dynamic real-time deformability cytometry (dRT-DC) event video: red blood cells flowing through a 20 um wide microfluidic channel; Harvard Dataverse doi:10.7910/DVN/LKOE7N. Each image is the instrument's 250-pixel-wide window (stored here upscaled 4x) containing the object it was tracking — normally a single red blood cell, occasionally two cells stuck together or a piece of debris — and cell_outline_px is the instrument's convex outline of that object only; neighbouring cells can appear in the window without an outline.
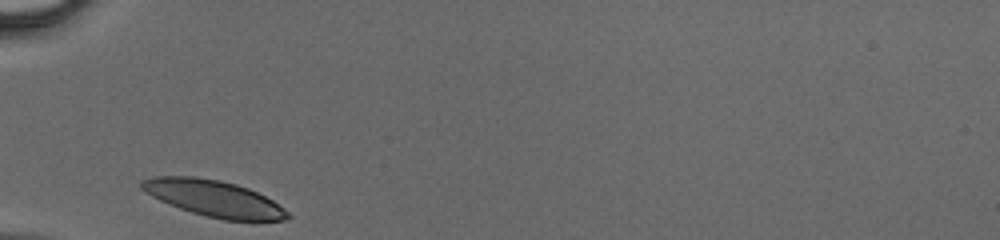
{"species": "human", "species_latin": "Homo sapiens", "temperature_condition": "cold", "stored_images_in_passage": 23, "camera_frame_rate_fps": 3000, "um_per_image_px": 0.085, "donor": {"sex": "male"}, "frame": {"image": 1, "passage_image": 1, "time_ms": 0.0, "image_size_px": [1000, 240], "cell_outline_px": [[292, 216], [288, 220], [224, 220], [192, 212], [180, 208], [160, 200], [144, 192], [140, 188], [140, 180], [152, 176], [196, 176], [220, 180], [236, 184], [248, 188], [272, 200], [288, 212]], "centroid_in_image_um": [18.14, 16.85], "position_along_channel_um": 66.9, "area_um2": 30.75}}
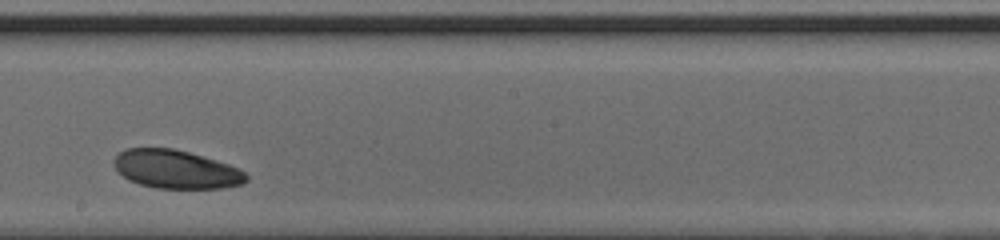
{"frame": {"image": 2, "passage_image": 13, "time_ms": 4.0, "image_size_px": [1000, 240], "cell_outline_px": [[248, 180], [244, 184], [224, 188], [156, 188], [140, 184], [128, 180], [116, 172], [112, 164], [112, 160], [124, 148], [172, 148], [188, 152], [216, 160], [228, 164], [244, 172], [248, 176]], "centroid_in_image_um": [14.92, 14.39], "position_along_channel_um": 233.3, "area_um2": 29.82}}
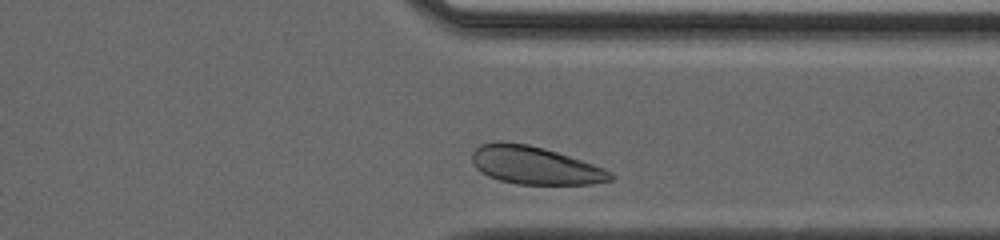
{"frame": {"image": 3, "passage_image": 22, "time_ms": 7.0, "image_size_px": [1000, 240], "cell_outline_px": [[612, 180], [592, 184], [516, 184], [500, 180], [488, 176], [480, 172], [472, 164], [472, 152], [480, 144], [496, 140], [504, 140], [528, 144], [544, 148], [604, 168], [612, 172]], "centroid_in_image_um": [45.4, 14.04], "position_along_channel_um": 366.0, "area_um2": 30.69}}